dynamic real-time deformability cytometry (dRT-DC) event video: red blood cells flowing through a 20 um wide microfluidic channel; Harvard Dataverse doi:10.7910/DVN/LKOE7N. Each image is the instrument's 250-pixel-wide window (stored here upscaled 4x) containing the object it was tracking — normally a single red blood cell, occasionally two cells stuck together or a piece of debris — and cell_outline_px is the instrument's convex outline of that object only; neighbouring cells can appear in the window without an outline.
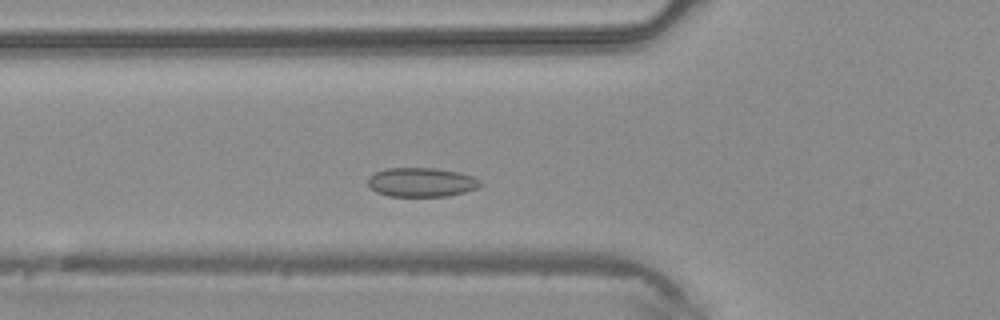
{"species": "common noctule bat (a hibernating species)", "species_latin": "Nyctalus noctula", "temperature_condition": "warm", "stored_images_in_passage": 40, "camera_frame_rate_fps": 3000, "um_per_image_px": 0.085, "animal": {"sex": "male", "body_mass_g": 20.4}, "frame": {"image": 1, "passage_image": 9, "time_ms": 2.667, "image_size_px": [1000, 320], "cell_outline_px": [[484, 184], [476, 188], [464, 192], [448, 196], [388, 196], [376, 192], [368, 184], [368, 180], [376, 172], [388, 168], [436, 168], [460, 172], [472, 176], [480, 180]], "centroid_in_image_um": [35.86, 15.49], "position_along_channel_um": 89.9, "area_um2": 19.02}}
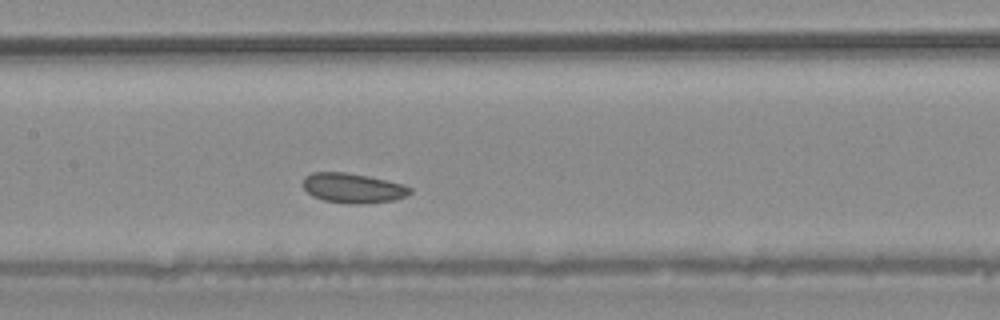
{"frame": {"image": 2, "passage_image": 15, "time_ms": 4.667, "image_size_px": [1000, 320], "cell_outline_px": [[412, 192], [408, 196], [392, 200], [364, 204], [352, 204], [324, 200], [312, 196], [304, 188], [304, 176], [312, 172], [344, 172], [368, 176], [404, 184], [412, 188]], "centroid_in_image_um": [30.03, 15.98], "position_along_channel_um": 177.4, "area_um2": 18.61}}
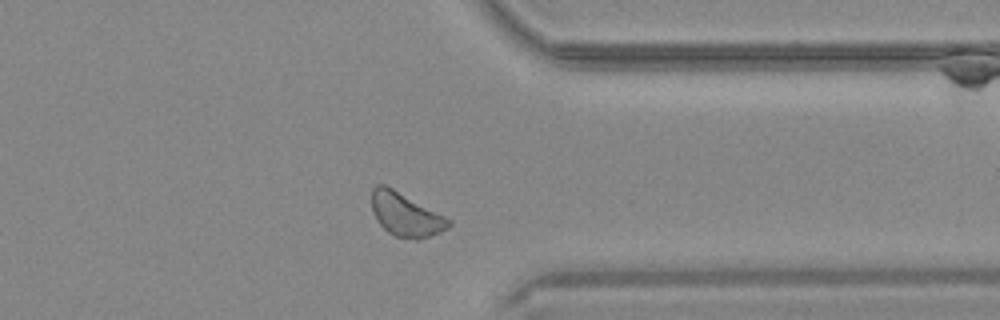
{"frame": {"image": 3, "passage_image": 29, "time_ms": 9.333, "image_size_px": [1000, 320], "cell_outline_px": [[452, 224], [448, 228], [440, 232], [416, 240], [396, 236], [388, 232], [376, 220], [372, 212], [372, 188], [376, 184], [384, 184], [392, 188], [452, 220]], "centroid_in_image_um": [34.47, 18.24], "position_along_channel_um": 376.9, "area_um2": 19.31}}